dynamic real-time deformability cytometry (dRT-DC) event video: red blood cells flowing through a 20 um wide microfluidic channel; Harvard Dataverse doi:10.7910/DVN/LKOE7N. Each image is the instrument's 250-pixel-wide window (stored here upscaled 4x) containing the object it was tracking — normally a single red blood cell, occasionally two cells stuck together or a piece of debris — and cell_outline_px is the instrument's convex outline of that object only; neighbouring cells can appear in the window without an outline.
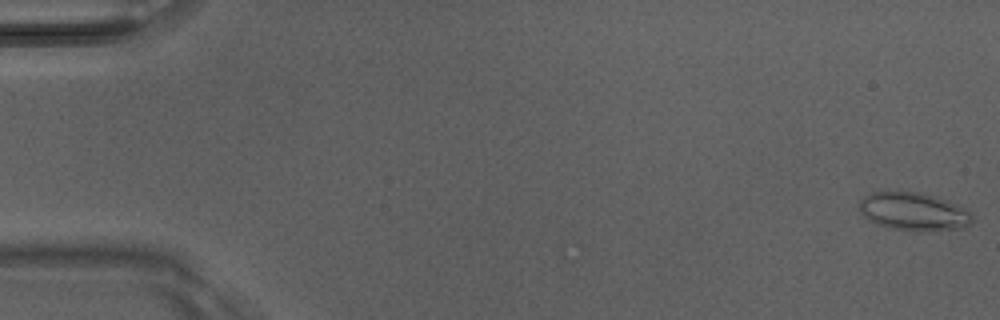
{"species": "Egyptian fruit bat (a non-hibernating species)", "species_latin": "Rousettus aegyptiacus", "temperature_condition": "room temperature", "stored_images_in_passage": 4, "camera_frame_rate_fps": 3000, "um_per_image_px": 0.085, "animal": {"sex": "male"}, "frame": {"image": 1, "passage_image": 1, "time_ms": 0.0, "image_size_px": [1000, 320], "cell_outline_px": [[972, 224], [964, 228], [920, 232], [892, 228], [876, 224], [864, 216], [860, 212], [860, 200], [864, 196], [872, 192], [924, 192], [960, 204], [972, 216]], "centroid_in_image_um": [77.7, 17.99], "position_along_channel_um": 7.3, "area_um2": 25.32}}